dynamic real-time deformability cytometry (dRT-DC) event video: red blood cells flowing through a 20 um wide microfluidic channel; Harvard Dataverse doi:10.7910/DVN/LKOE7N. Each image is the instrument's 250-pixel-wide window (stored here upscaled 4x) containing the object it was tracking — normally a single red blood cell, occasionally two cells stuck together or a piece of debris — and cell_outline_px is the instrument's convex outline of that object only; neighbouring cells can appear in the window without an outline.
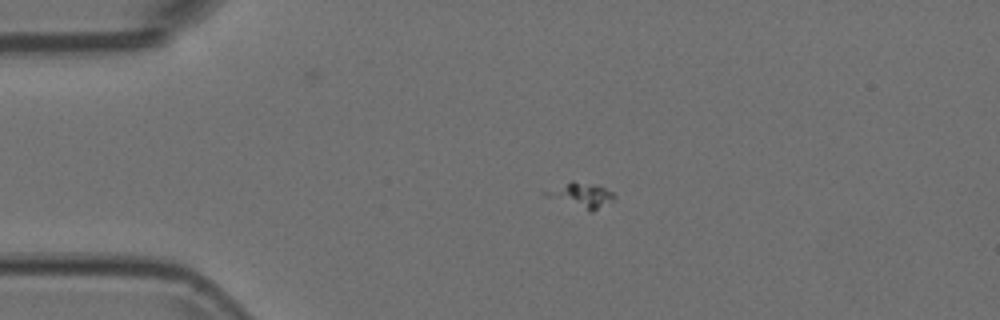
{"species": "Egyptian fruit bat (a non-hibernating species)", "species_latin": "Rousettus aegyptiacus", "temperature_condition": "room temperature", "stored_images_in_passage": 30, "camera_frame_rate_fps": 3000, "um_per_image_px": 0.085, "animal": {"sex": "female"}, "frame": {"image": 1, "passage_image": 13, "time_ms": 4.0, "image_size_px": [1000, 320], "cell_outline_px": [[616, 200], [592, 212], [588, 212], [544, 196], [540, 192], [572, 180], [604, 188], [612, 192], [616, 196]], "centroid_in_image_um": [49.37, 16.62], "position_along_channel_um": 35.6, "area_um2": 10.17}}
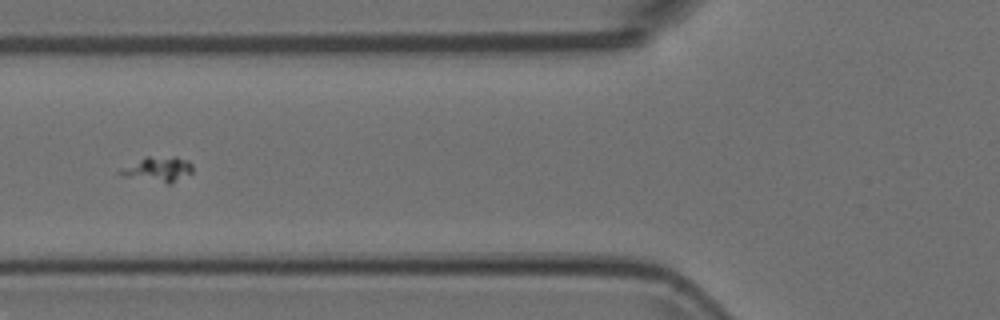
{"frame": {"image": 2, "passage_image": 22, "time_ms": 7.0, "image_size_px": [1000, 320], "cell_outline_px": [[192, 172], [172, 184], [168, 184], [120, 176], [116, 172], [120, 168], [144, 156], [176, 156], [188, 160], [192, 164]], "centroid_in_image_um": [13.39, 14.38], "position_along_channel_um": 112.4, "area_um2": 11.04}}
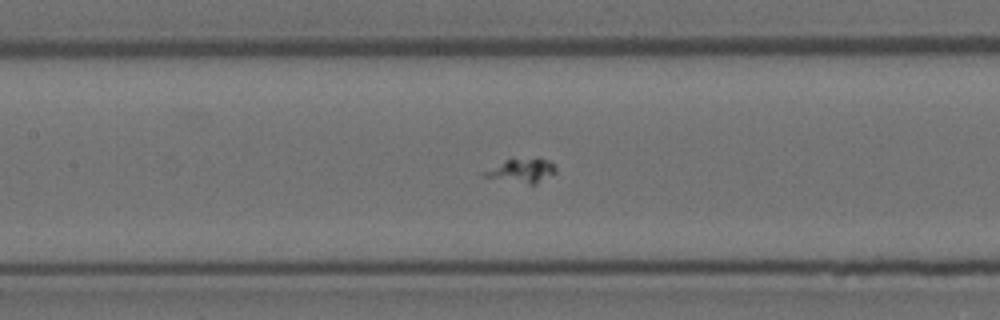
{"frame": {"image": 3, "passage_image": 26, "time_ms": 8.333, "image_size_px": [1000, 320], "cell_outline_px": [[556, 172], [536, 184], [528, 184], [480, 176], [480, 172], [504, 160], [536, 156], [552, 160], [556, 168]], "centroid_in_image_um": [44.35, 14.46], "position_along_channel_um": 163.1, "area_um2": 10.46}}